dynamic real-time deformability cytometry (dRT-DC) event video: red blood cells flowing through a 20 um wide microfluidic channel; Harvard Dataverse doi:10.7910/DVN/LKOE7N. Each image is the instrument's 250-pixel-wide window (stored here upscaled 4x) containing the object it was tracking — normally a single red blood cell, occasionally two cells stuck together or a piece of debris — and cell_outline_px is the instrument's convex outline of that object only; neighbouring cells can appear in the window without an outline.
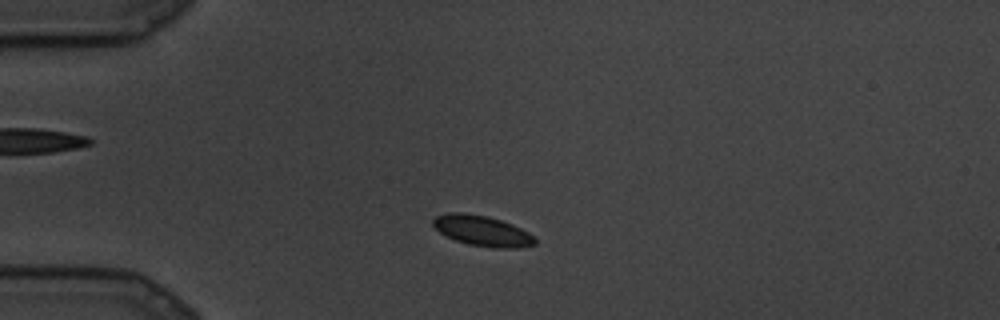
{"species": "common noctule bat (a hibernating species)", "species_latin": "Nyctalus noctula", "temperature_condition": "cold", "stored_images_in_passage": 80, "camera_frame_rate_fps": 3000, "um_per_image_px": 0.085, "animal": {"sex": "male", "body_mass_g": 19.5, "forearm_length_mm": 54.6}, "frame": {"image": 1, "passage_image": 13, "time_ms": 4.0, "image_size_px": [1000, 320], "cell_outline_px": [[536, 244], [516, 248], [492, 248], [468, 244], [456, 240], [440, 232], [432, 224], [432, 220], [436, 216], [448, 212], [464, 212], [488, 216], [512, 224], [528, 232], [536, 240]], "centroid_in_image_um": [40.98, 19.61], "position_along_channel_um": 44.0, "area_um2": 18.03}}
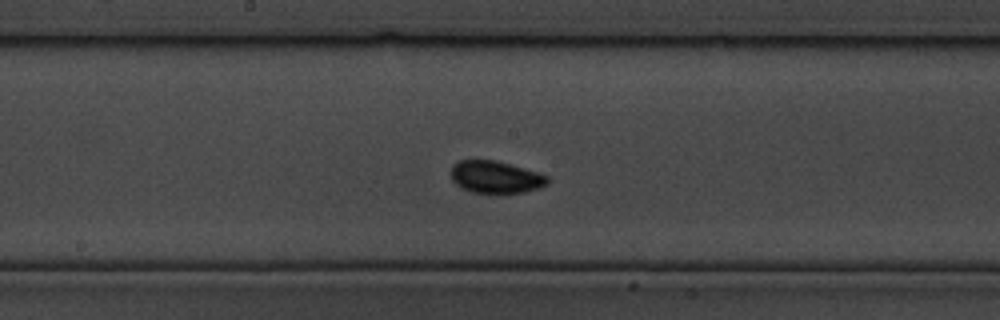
{"frame": {"image": 2, "passage_image": 38, "time_ms": 12.333, "image_size_px": [1000, 320], "cell_outline_px": [[548, 184], [524, 192], [472, 192], [460, 188], [452, 180], [452, 164], [460, 160], [496, 160], [536, 172], [548, 176]], "centroid_in_image_um": [42.09, 15.04], "position_along_channel_um": 206.1, "area_um2": 17.8}}
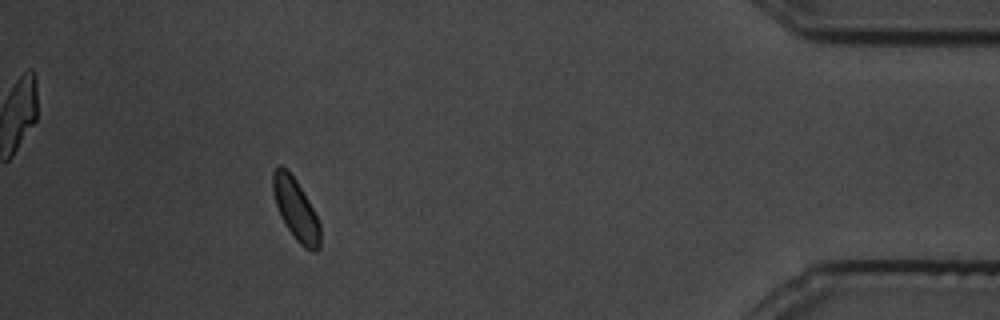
{"frame": {"image": 3, "passage_image": 72, "time_ms": 23.667, "image_size_px": [1000, 320], "cell_outline_px": [[320, 248], [316, 252], [312, 252], [304, 248], [296, 240], [280, 216], [272, 192], [272, 172], [280, 164], [296, 180], [312, 208], [320, 224]], "centroid_in_image_um": [25.14, 17.83], "position_along_channel_um": 410.1, "area_um2": 16.7}}